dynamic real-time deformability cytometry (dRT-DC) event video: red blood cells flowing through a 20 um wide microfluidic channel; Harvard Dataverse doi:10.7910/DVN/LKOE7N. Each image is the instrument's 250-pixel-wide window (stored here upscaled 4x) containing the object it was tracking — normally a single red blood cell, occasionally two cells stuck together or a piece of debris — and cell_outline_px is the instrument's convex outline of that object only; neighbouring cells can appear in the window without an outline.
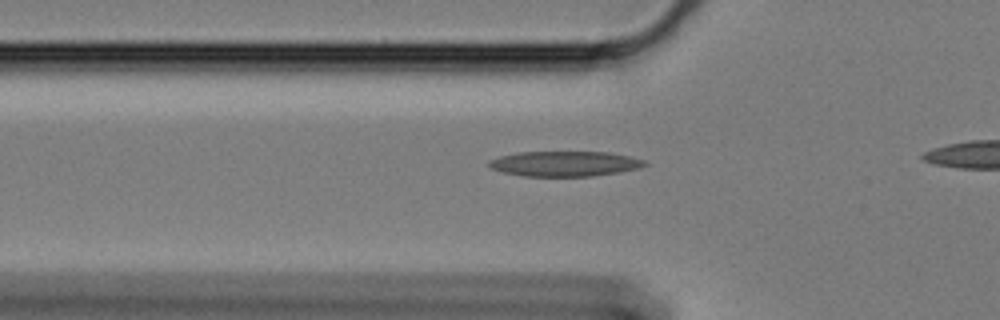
{"species": "Egyptian fruit bat (a non-hibernating species)", "species_latin": "Rousettus aegyptiacus", "temperature_condition": "cold", "stored_images_in_passage": 34, "camera_frame_rate_fps": 3000, "um_per_image_px": 0.085, "animal": {"sex": "female"}, "frame": {"image": 1, "passage_image": 5, "time_ms": 1.333, "image_size_px": [1000, 320], "cell_outline_px": [[648, 164], [640, 168], [620, 172], [592, 176], [524, 176], [504, 172], [488, 168], [488, 160], [500, 156], [520, 152], [608, 152], [628, 156], [644, 160]], "centroid_in_image_um": [47.99, 13.92], "position_along_channel_um": 77.8, "area_um2": 22.83}}
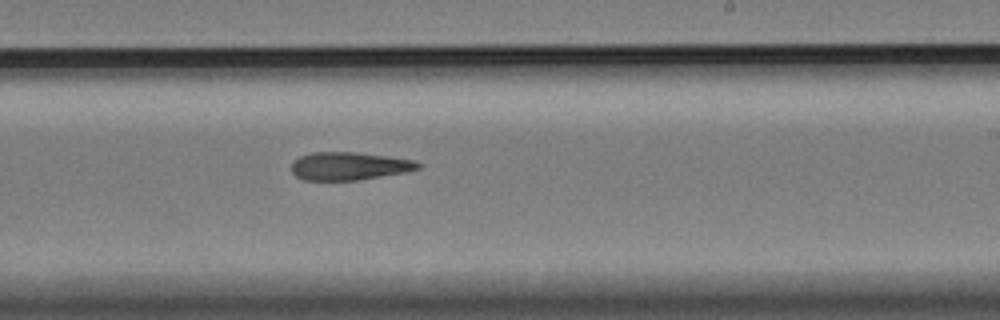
{"frame": {"image": 2, "passage_image": 21, "time_ms": 6.667, "image_size_px": [1000, 320], "cell_outline_px": [[420, 168], [408, 172], [356, 180], [304, 180], [296, 176], [292, 172], [292, 164], [300, 156], [312, 152], [356, 152], [412, 160], [420, 164]], "centroid_in_image_um": [29.66, 14.12], "position_along_channel_um": 259.3, "area_um2": 20.4}}
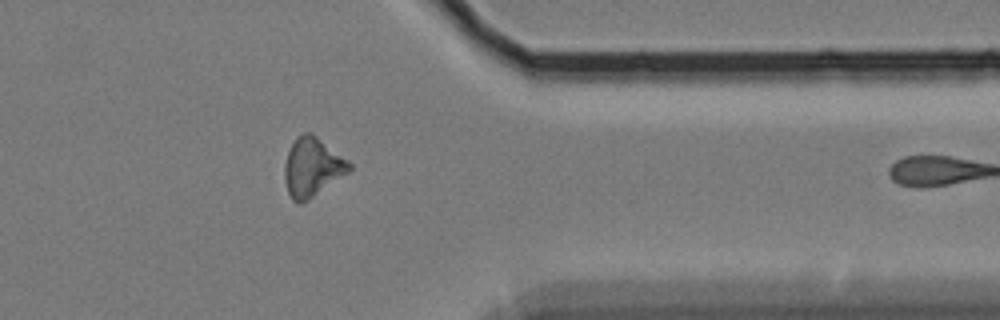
{"frame": {"image": 3, "passage_image": 33, "time_ms": 10.667, "image_size_px": [1000, 320], "cell_outline_px": [[352, 168], [348, 172], [308, 200], [300, 204], [292, 200], [288, 192], [284, 180], [284, 164], [288, 152], [296, 136], [304, 132], [312, 132], [348, 160], [352, 164]], "centroid_in_image_um": [26.53, 14.19], "position_along_channel_um": 384.9, "area_um2": 22.14}}